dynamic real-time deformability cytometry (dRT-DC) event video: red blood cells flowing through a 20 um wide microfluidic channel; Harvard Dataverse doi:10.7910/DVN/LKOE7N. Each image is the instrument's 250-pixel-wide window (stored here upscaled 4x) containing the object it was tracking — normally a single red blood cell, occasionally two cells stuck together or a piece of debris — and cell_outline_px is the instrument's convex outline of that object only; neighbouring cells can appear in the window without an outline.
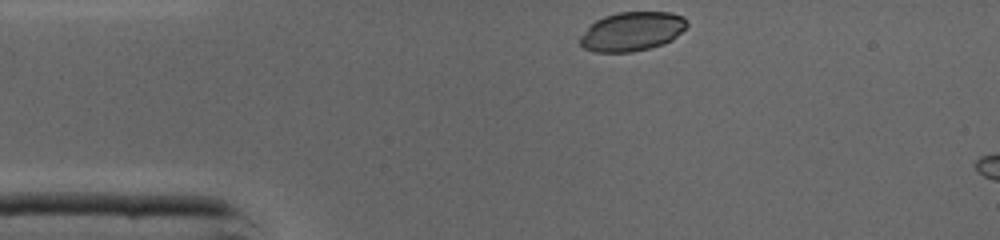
{"species": "common noctule bat (a hibernating species)", "species_latin": "Nyctalus noctula", "temperature_condition": "cold", "stored_images_in_passage": 5, "camera_frame_rate_fps": 3000, "um_per_image_px": 0.085, "animal": {"sex": "male", "body_mass_g": 19.0, "forearm_length_mm": 50.8}, "frame": {"image": 1, "passage_image": 1, "time_ms": 0.0, "image_size_px": [1000, 240], "cell_outline_px": [[688, 24], [672, 40], [664, 44], [632, 52], [596, 52], [584, 48], [580, 44], [580, 36], [596, 20], [604, 16], [620, 12], [672, 12], [684, 16], [688, 20]], "centroid_in_image_um": [53.75, 2.67], "position_along_channel_um": 31.3, "area_um2": 24.28}}